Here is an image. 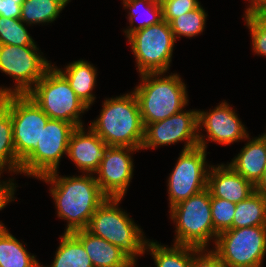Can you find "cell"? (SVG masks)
<instances>
[{
    "instance_id": "obj_1",
    "label": "cell",
    "mask_w": 266,
    "mask_h": 267,
    "mask_svg": "<svg viewBox=\"0 0 266 267\" xmlns=\"http://www.w3.org/2000/svg\"><path fill=\"white\" fill-rule=\"evenodd\" d=\"M38 180L50 184L56 216L67 221L64 233L86 229L97 208L107 199L95 174L59 176L58 171H53Z\"/></svg>"
},
{
    "instance_id": "obj_2",
    "label": "cell",
    "mask_w": 266,
    "mask_h": 267,
    "mask_svg": "<svg viewBox=\"0 0 266 267\" xmlns=\"http://www.w3.org/2000/svg\"><path fill=\"white\" fill-rule=\"evenodd\" d=\"M108 146L141 149L144 125L138 100L133 91L105 98L96 120L88 125Z\"/></svg>"
},
{
    "instance_id": "obj_3",
    "label": "cell",
    "mask_w": 266,
    "mask_h": 267,
    "mask_svg": "<svg viewBox=\"0 0 266 267\" xmlns=\"http://www.w3.org/2000/svg\"><path fill=\"white\" fill-rule=\"evenodd\" d=\"M133 92L138 100L144 127L184 110L189 103L187 84L180 74L166 72L138 75Z\"/></svg>"
},
{
    "instance_id": "obj_4",
    "label": "cell",
    "mask_w": 266,
    "mask_h": 267,
    "mask_svg": "<svg viewBox=\"0 0 266 267\" xmlns=\"http://www.w3.org/2000/svg\"><path fill=\"white\" fill-rule=\"evenodd\" d=\"M122 198H107L95 211L86 228L91 234L119 247L131 259L145 255L147 238L127 211L119 207Z\"/></svg>"
},
{
    "instance_id": "obj_5",
    "label": "cell",
    "mask_w": 266,
    "mask_h": 267,
    "mask_svg": "<svg viewBox=\"0 0 266 267\" xmlns=\"http://www.w3.org/2000/svg\"><path fill=\"white\" fill-rule=\"evenodd\" d=\"M175 224L173 244L210 248L217 239L211 217V194L205 190L171 207L168 211ZM212 240V241H211Z\"/></svg>"
},
{
    "instance_id": "obj_6",
    "label": "cell",
    "mask_w": 266,
    "mask_h": 267,
    "mask_svg": "<svg viewBox=\"0 0 266 267\" xmlns=\"http://www.w3.org/2000/svg\"><path fill=\"white\" fill-rule=\"evenodd\" d=\"M27 95L50 119L84 126L82 115L89 108L77 97L67 79L52 65Z\"/></svg>"
},
{
    "instance_id": "obj_7",
    "label": "cell",
    "mask_w": 266,
    "mask_h": 267,
    "mask_svg": "<svg viewBox=\"0 0 266 267\" xmlns=\"http://www.w3.org/2000/svg\"><path fill=\"white\" fill-rule=\"evenodd\" d=\"M51 66L38 45L0 44V72L16 83L11 88L0 86V97L27 94Z\"/></svg>"
},
{
    "instance_id": "obj_8",
    "label": "cell",
    "mask_w": 266,
    "mask_h": 267,
    "mask_svg": "<svg viewBox=\"0 0 266 267\" xmlns=\"http://www.w3.org/2000/svg\"><path fill=\"white\" fill-rule=\"evenodd\" d=\"M140 74L166 72L169 74L175 38L165 20L139 29L127 38Z\"/></svg>"
},
{
    "instance_id": "obj_9",
    "label": "cell",
    "mask_w": 266,
    "mask_h": 267,
    "mask_svg": "<svg viewBox=\"0 0 266 267\" xmlns=\"http://www.w3.org/2000/svg\"><path fill=\"white\" fill-rule=\"evenodd\" d=\"M226 267H263L266 226L229 229L217 235L211 248Z\"/></svg>"
},
{
    "instance_id": "obj_10",
    "label": "cell",
    "mask_w": 266,
    "mask_h": 267,
    "mask_svg": "<svg viewBox=\"0 0 266 267\" xmlns=\"http://www.w3.org/2000/svg\"><path fill=\"white\" fill-rule=\"evenodd\" d=\"M0 102L10 111L15 153L22 164L36 150L50 118L27 94L5 95Z\"/></svg>"
},
{
    "instance_id": "obj_11",
    "label": "cell",
    "mask_w": 266,
    "mask_h": 267,
    "mask_svg": "<svg viewBox=\"0 0 266 267\" xmlns=\"http://www.w3.org/2000/svg\"><path fill=\"white\" fill-rule=\"evenodd\" d=\"M75 129L69 122L49 119L42 129L36 150L21 164L20 175L38 179L58 171L61 158L67 156L69 139Z\"/></svg>"
},
{
    "instance_id": "obj_12",
    "label": "cell",
    "mask_w": 266,
    "mask_h": 267,
    "mask_svg": "<svg viewBox=\"0 0 266 267\" xmlns=\"http://www.w3.org/2000/svg\"><path fill=\"white\" fill-rule=\"evenodd\" d=\"M179 154L167 180L169 208L207 188V150L197 146Z\"/></svg>"
},
{
    "instance_id": "obj_13",
    "label": "cell",
    "mask_w": 266,
    "mask_h": 267,
    "mask_svg": "<svg viewBox=\"0 0 266 267\" xmlns=\"http://www.w3.org/2000/svg\"><path fill=\"white\" fill-rule=\"evenodd\" d=\"M177 142L184 143L182 151L199 146L197 109H184L164 120L147 124L141 151L174 145Z\"/></svg>"
},
{
    "instance_id": "obj_14",
    "label": "cell",
    "mask_w": 266,
    "mask_h": 267,
    "mask_svg": "<svg viewBox=\"0 0 266 267\" xmlns=\"http://www.w3.org/2000/svg\"><path fill=\"white\" fill-rule=\"evenodd\" d=\"M218 104L209 111L198 110V142L205 150L210 141L225 146L244 141L249 136L233 106L226 100ZM203 130L206 135L202 133Z\"/></svg>"
},
{
    "instance_id": "obj_15",
    "label": "cell",
    "mask_w": 266,
    "mask_h": 267,
    "mask_svg": "<svg viewBox=\"0 0 266 267\" xmlns=\"http://www.w3.org/2000/svg\"><path fill=\"white\" fill-rule=\"evenodd\" d=\"M141 149L110 146L99 168L94 173L102 193L107 198H122L133 179V153Z\"/></svg>"
},
{
    "instance_id": "obj_16",
    "label": "cell",
    "mask_w": 266,
    "mask_h": 267,
    "mask_svg": "<svg viewBox=\"0 0 266 267\" xmlns=\"http://www.w3.org/2000/svg\"><path fill=\"white\" fill-rule=\"evenodd\" d=\"M109 147L89 126H81L70 136L67 157L83 174H94Z\"/></svg>"
},
{
    "instance_id": "obj_17",
    "label": "cell",
    "mask_w": 266,
    "mask_h": 267,
    "mask_svg": "<svg viewBox=\"0 0 266 267\" xmlns=\"http://www.w3.org/2000/svg\"><path fill=\"white\" fill-rule=\"evenodd\" d=\"M207 189L212 197L239 203L255 191V186L228 163L212 165L207 176Z\"/></svg>"
},
{
    "instance_id": "obj_18",
    "label": "cell",
    "mask_w": 266,
    "mask_h": 267,
    "mask_svg": "<svg viewBox=\"0 0 266 267\" xmlns=\"http://www.w3.org/2000/svg\"><path fill=\"white\" fill-rule=\"evenodd\" d=\"M72 234L83 244L94 267H136L138 259H131L119 247L86 229L74 231Z\"/></svg>"
},
{
    "instance_id": "obj_19",
    "label": "cell",
    "mask_w": 266,
    "mask_h": 267,
    "mask_svg": "<svg viewBox=\"0 0 266 267\" xmlns=\"http://www.w3.org/2000/svg\"><path fill=\"white\" fill-rule=\"evenodd\" d=\"M244 141L247 142L240 153L227 163L255 186L266 166V129L258 137L250 138L249 135Z\"/></svg>"
},
{
    "instance_id": "obj_20",
    "label": "cell",
    "mask_w": 266,
    "mask_h": 267,
    "mask_svg": "<svg viewBox=\"0 0 266 267\" xmlns=\"http://www.w3.org/2000/svg\"><path fill=\"white\" fill-rule=\"evenodd\" d=\"M68 81L77 97L90 109L96 96L93 94L96 88L97 68L90 61L79 59L58 68L52 64Z\"/></svg>"
},
{
    "instance_id": "obj_21",
    "label": "cell",
    "mask_w": 266,
    "mask_h": 267,
    "mask_svg": "<svg viewBox=\"0 0 266 267\" xmlns=\"http://www.w3.org/2000/svg\"><path fill=\"white\" fill-rule=\"evenodd\" d=\"M9 230L0 231V267H40L41 262L27 251Z\"/></svg>"
},
{
    "instance_id": "obj_22",
    "label": "cell",
    "mask_w": 266,
    "mask_h": 267,
    "mask_svg": "<svg viewBox=\"0 0 266 267\" xmlns=\"http://www.w3.org/2000/svg\"><path fill=\"white\" fill-rule=\"evenodd\" d=\"M147 252L153 257L155 267H191L192 246L172 244L169 247L148 239L144 253Z\"/></svg>"
},
{
    "instance_id": "obj_23",
    "label": "cell",
    "mask_w": 266,
    "mask_h": 267,
    "mask_svg": "<svg viewBox=\"0 0 266 267\" xmlns=\"http://www.w3.org/2000/svg\"><path fill=\"white\" fill-rule=\"evenodd\" d=\"M21 164L13 142V125L10 111L0 102V175L20 173Z\"/></svg>"
},
{
    "instance_id": "obj_24",
    "label": "cell",
    "mask_w": 266,
    "mask_h": 267,
    "mask_svg": "<svg viewBox=\"0 0 266 267\" xmlns=\"http://www.w3.org/2000/svg\"><path fill=\"white\" fill-rule=\"evenodd\" d=\"M62 234L52 264L41 267H94L83 244L72 233Z\"/></svg>"
},
{
    "instance_id": "obj_25",
    "label": "cell",
    "mask_w": 266,
    "mask_h": 267,
    "mask_svg": "<svg viewBox=\"0 0 266 267\" xmlns=\"http://www.w3.org/2000/svg\"><path fill=\"white\" fill-rule=\"evenodd\" d=\"M124 9H127L129 25L123 30L127 38L131 33L139 29L157 24L163 20L162 6L150 3L145 0H121ZM144 15V16H143ZM145 18H143V17ZM140 17V19L136 20Z\"/></svg>"
},
{
    "instance_id": "obj_26",
    "label": "cell",
    "mask_w": 266,
    "mask_h": 267,
    "mask_svg": "<svg viewBox=\"0 0 266 267\" xmlns=\"http://www.w3.org/2000/svg\"><path fill=\"white\" fill-rule=\"evenodd\" d=\"M68 4L64 0H25L20 20L28 26L53 23Z\"/></svg>"
},
{
    "instance_id": "obj_27",
    "label": "cell",
    "mask_w": 266,
    "mask_h": 267,
    "mask_svg": "<svg viewBox=\"0 0 266 267\" xmlns=\"http://www.w3.org/2000/svg\"><path fill=\"white\" fill-rule=\"evenodd\" d=\"M251 226H266V198L256 191L236 203L233 218V229Z\"/></svg>"
},
{
    "instance_id": "obj_28",
    "label": "cell",
    "mask_w": 266,
    "mask_h": 267,
    "mask_svg": "<svg viewBox=\"0 0 266 267\" xmlns=\"http://www.w3.org/2000/svg\"><path fill=\"white\" fill-rule=\"evenodd\" d=\"M207 16L206 10L200 5L198 8L174 18L169 25L175 40L177 41L183 36L190 39L203 34L206 29Z\"/></svg>"
},
{
    "instance_id": "obj_29",
    "label": "cell",
    "mask_w": 266,
    "mask_h": 267,
    "mask_svg": "<svg viewBox=\"0 0 266 267\" xmlns=\"http://www.w3.org/2000/svg\"><path fill=\"white\" fill-rule=\"evenodd\" d=\"M28 25L20 19L0 16V44L28 46L37 45L28 32Z\"/></svg>"
},
{
    "instance_id": "obj_30",
    "label": "cell",
    "mask_w": 266,
    "mask_h": 267,
    "mask_svg": "<svg viewBox=\"0 0 266 267\" xmlns=\"http://www.w3.org/2000/svg\"><path fill=\"white\" fill-rule=\"evenodd\" d=\"M235 209L236 203L211 196V217L217 235L233 229Z\"/></svg>"
},
{
    "instance_id": "obj_31",
    "label": "cell",
    "mask_w": 266,
    "mask_h": 267,
    "mask_svg": "<svg viewBox=\"0 0 266 267\" xmlns=\"http://www.w3.org/2000/svg\"><path fill=\"white\" fill-rule=\"evenodd\" d=\"M243 18L250 32L253 53L266 57V23L257 14L245 15Z\"/></svg>"
},
{
    "instance_id": "obj_32",
    "label": "cell",
    "mask_w": 266,
    "mask_h": 267,
    "mask_svg": "<svg viewBox=\"0 0 266 267\" xmlns=\"http://www.w3.org/2000/svg\"><path fill=\"white\" fill-rule=\"evenodd\" d=\"M200 5L199 0H169L161 5L163 20L170 23L174 18L190 12Z\"/></svg>"
},
{
    "instance_id": "obj_33",
    "label": "cell",
    "mask_w": 266,
    "mask_h": 267,
    "mask_svg": "<svg viewBox=\"0 0 266 267\" xmlns=\"http://www.w3.org/2000/svg\"><path fill=\"white\" fill-rule=\"evenodd\" d=\"M191 267H226L219 256L209 248H196L192 246Z\"/></svg>"
},
{
    "instance_id": "obj_34",
    "label": "cell",
    "mask_w": 266,
    "mask_h": 267,
    "mask_svg": "<svg viewBox=\"0 0 266 267\" xmlns=\"http://www.w3.org/2000/svg\"><path fill=\"white\" fill-rule=\"evenodd\" d=\"M2 175H0L1 178ZM15 178H9V180H0V211H2L10 202L16 201L14 196L16 193L17 186L14 182ZM15 198V199H14ZM0 229H6V225L0 221Z\"/></svg>"
},
{
    "instance_id": "obj_35",
    "label": "cell",
    "mask_w": 266,
    "mask_h": 267,
    "mask_svg": "<svg viewBox=\"0 0 266 267\" xmlns=\"http://www.w3.org/2000/svg\"><path fill=\"white\" fill-rule=\"evenodd\" d=\"M25 0H0V16L20 19L21 5Z\"/></svg>"
},
{
    "instance_id": "obj_36",
    "label": "cell",
    "mask_w": 266,
    "mask_h": 267,
    "mask_svg": "<svg viewBox=\"0 0 266 267\" xmlns=\"http://www.w3.org/2000/svg\"><path fill=\"white\" fill-rule=\"evenodd\" d=\"M248 5L244 10V15L258 14L264 7H266V0H246Z\"/></svg>"
},
{
    "instance_id": "obj_37",
    "label": "cell",
    "mask_w": 266,
    "mask_h": 267,
    "mask_svg": "<svg viewBox=\"0 0 266 267\" xmlns=\"http://www.w3.org/2000/svg\"><path fill=\"white\" fill-rule=\"evenodd\" d=\"M255 191L266 198V166L262 178L255 185Z\"/></svg>"
},
{
    "instance_id": "obj_38",
    "label": "cell",
    "mask_w": 266,
    "mask_h": 267,
    "mask_svg": "<svg viewBox=\"0 0 266 267\" xmlns=\"http://www.w3.org/2000/svg\"><path fill=\"white\" fill-rule=\"evenodd\" d=\"M266 23V7L257 14Z\"/></svg>"
},
{
    "instance_id": "obj_39",
    "label": "cell",
    "mask_w": 266,
    "mask_h": 267,
    "mask_svg": "<svg viewBox=\"0 0 266 267\" xmlns=\"http://www.w3.org/2000/svg\"><path fill=\"white\" fill-rule=\"evenodd\" d=\"M145 1H148V2L156 4V5H160V0H145Z\"/></svg>"
},
{
    "instance_id": "obj_40",
    "label": "cell",
    "mask_w": 266,
    "mask_h": 267,
    "mask_svg": "<svg viewBox=\"0 0 266 267\" xmlns=\"http://www.w3.org/2000/svg\"><path fill=\"white\" fill-rule=\"evenodd\" d=\"M167 1H169V0H160V5L164 4Z\"/></svg>"
},
{
    "instance_id": "obj_41",
    "label": "cell",
    "mask_w": 266,
    "mask_h": 267,
    "mask_svg": "<svg viewBox=\"0 0 266 267\" xmlns=\"http://www.w3.org/2000/svg\"><path fill=\"white\" fill-rule=\"evenodd\" d=\"M67 4L69 3V2H71V0H64Z\"/></svg>"
}]
</instances>
